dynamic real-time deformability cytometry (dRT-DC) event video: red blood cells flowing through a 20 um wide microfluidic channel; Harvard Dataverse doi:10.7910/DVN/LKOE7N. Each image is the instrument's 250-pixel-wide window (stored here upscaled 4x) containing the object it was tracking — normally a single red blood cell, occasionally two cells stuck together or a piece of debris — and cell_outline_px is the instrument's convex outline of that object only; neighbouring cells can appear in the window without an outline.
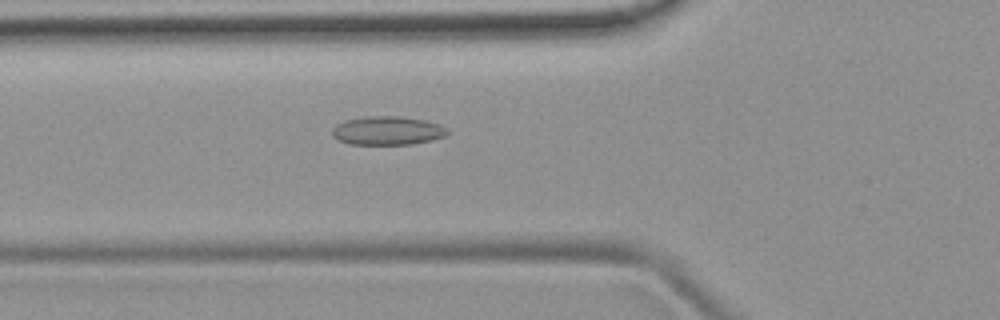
{"species": "common noctule bat (a hibernating species)", "species_latin": "Nyctalus noctula", "temperature_condition": "room temperature", "stored_images_in_passage": 39, "camera_frame_rate_fps": 3000, "um_per_image_px": 0.085, "animal": {"sex": "female", "body_mass_g": 19.9}, "frame": {"image": 1, "passage_image": 6, "time_ms": 1.667, "image_size_px": [1000, 320], "cell_outline_px": [[448, 132], [444, 136], [432, 140], [412, 144], [348, 144], [332, 136], [332, 128], [336, 124], [344, 120], [368, 116], [400, 116], [424, 120], [440, 124], [448, 128]], "centroid_in_image_um": [32.93, 11.1], "position_along_channel_um": 92.9, "area_um2": 19.31}}
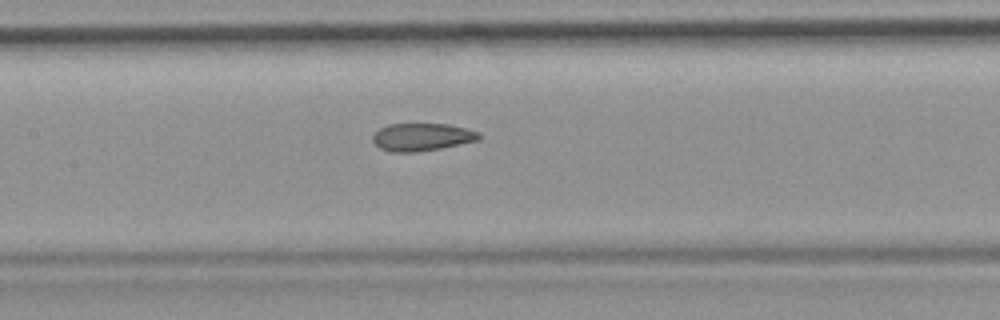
{"frame": {"image": 2, "passage_image": 12, "time_ms": 3.667, "image_size_px": [1000, 320], "cell_outline_px": [[480, 140], [440, 148], [416, 152], [392, 152], [380, 148], [372, 140], [372, 136], [380, 128], [388, 124], [448, 124], [468, 128], [480, 132]], "centroid_in_image_um": [35.89, 11.64], "position_along_channel_um": 171.5, "area_um2": 17.17}}
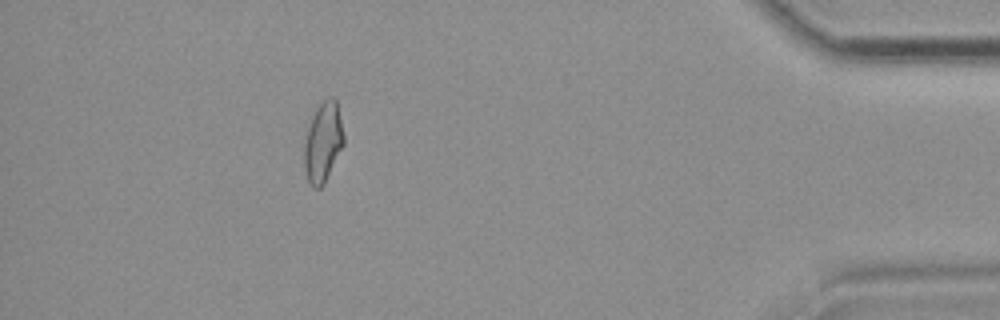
{"frame": {"image": 3, "passage_image": 34, "time_ms": 11.0, "image_size_px": [1000, 320], "cell_outline_px": [[344, 144], [324, 184], [320, 188], [312, 188], [308, 180], [304, 168], [304, 144], [308, 128], [312, 116], [316, 108], [328, 96], [332, 96], [336, 100], [344, 136]], "centroid_in_image_um": [27.45, 12.1], "position_along_channel_um": 407.7, "area_um2": 18.32}, "authors_computed_cell_mechanics": {"area_um2": 17.918, "velocity_mm_per_s": 3.9219, "shape_relaxation_time_tau1_ms": null, "shape_relaxation_time_tau2_ms": 2.0238, "deformation_change_tau1": null, "deformation_change_tau2": 0.0835}}